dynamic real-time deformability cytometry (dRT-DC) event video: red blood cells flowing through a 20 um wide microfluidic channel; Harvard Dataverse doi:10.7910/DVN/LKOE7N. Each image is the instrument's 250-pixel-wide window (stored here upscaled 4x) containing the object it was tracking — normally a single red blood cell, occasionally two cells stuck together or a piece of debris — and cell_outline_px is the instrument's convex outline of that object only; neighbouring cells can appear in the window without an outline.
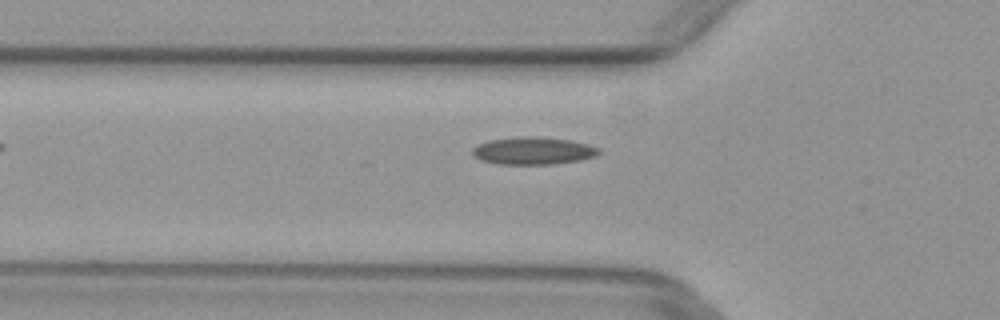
{"species": "common noctule bat (a hibernating species)", "species_latin": "Nyctalus noctula", "temperature_condition": "warm", "stored_images_in_passage": 6, "camera_frame_rate_fps": 3000, "um_per_image_px": 0.085, "animal": {"sex": "female", "body_mass_g": 29.2, "forearm_length_mm": 56.3}, "frame": {"image": 1, "passage_image": 6, "time_ms": 1.667, "image_size_px": [1000, 320], "cell_outline_px": [[600, 152], [596, 156], [580, 160], [552, 164], [500, 164], [480, 160], [472, 152], [472, 148], [476, 144], [488, 140], [524, 136], [536, 136], [568, 140], [588, 144], [600, 148]], "centroid_in_image_um": [45.31, 12.81], "position_along_channel_um": 80.5, "area_um2": 20.23}}